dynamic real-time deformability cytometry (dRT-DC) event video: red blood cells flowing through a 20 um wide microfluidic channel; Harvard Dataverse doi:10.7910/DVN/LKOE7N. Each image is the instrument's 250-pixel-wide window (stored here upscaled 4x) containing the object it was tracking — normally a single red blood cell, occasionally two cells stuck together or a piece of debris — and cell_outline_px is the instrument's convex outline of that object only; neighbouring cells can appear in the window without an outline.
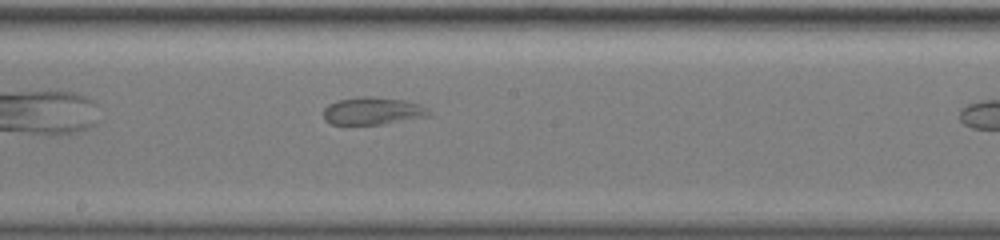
{"species": "common noctule bat (a hibernating species)", "species_latin": "Nyctalus noctula", "temperature_condition": "warm", "stored_images_in_passage": 20, "camera_frame_rate_fps": 3000, "um_per_image_px": 0.085, "animal": {"sex": "female", "body_mass_g": 19.5, "forearm_length_mm": 54.1}, "frame": {"image": 1, "passage_image": 15, "time_ms": 4.667, "image_size_px": [1000, 240], "cell_outline_px": [[428, 112], [424, 116], [380, 124], [332, 124], [324, 120], [324, 108], [328, 104], [340, 100], [360, 96], [372, 96], [404, 100], [420, 104]], "centroid_in_image_um": [31.58, 9.41], "position_along_channel_um": 216.6, "area_um2": 16.42}}